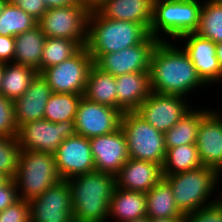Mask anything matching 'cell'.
<instances>
[{
	"label": "cell",
	"instance_id": "cell-35",
	"mask_svg": "<svg viewBox=\"0 0 222 222\" xmlns=\"http://www.w3.org/2000/svg\"><path fill=\"white\" fill-rule=\"evenodd\" d=\"M17 134L13 100L0 94V135L17 138Z\"/></svg>",
	"mask_w": 222,
	"mask_h": 222
},
{
	"label": "cell",
	"instance_id": "cell-11",
	"mask_svg": "<svg viewBox=\"0 0 222 222\" xmlns=\"http://www.w3.org/2000/svg\"><path fill=\"white\" fill-rule=\"evenodd\" d=\"M190 102L182 96L151 91L136 112L156 130L165 133L193 108Z\"/></svg>",
	"mask_w": 222,
	"mask_h": 222
},
{
	"label": "cell",
	"instance_id": "cell-21",
	"mask_svg": "<svg viewBox=\"0 0 222 222\" xmlns=\"http://www.w3.org/2000/svg\"><path fill=\"white\" fill-rule=\"evenodd\" d=\"M116 177V187L146 193L162 178L159 164L129 158Z\"/></svg>",
	"mask_w": 222,
	"mask_h": 222
},
{
	"label": "cell",
	"instance_id": "cell-30",
	"mask_svg": "<svg viewBox=\"0 0 222 222\" xmlns=\"http://www.w3.org/2000/svg\"><path fill=\"white\" fill-rule=\"evenodd\" d=\"M195 33L216 44L222 42V0H203Z\"/></svg>",
	"mask_w": 222,
	"mask_h": 222
},
{
	"label": "cell",
	"instance_id": "cell-18",
	"mask_svg": "<svg viewBox=\"0 0 222 222\" xmlns=\"http://www.w3.org/2000/svg\"><path fill=\"white\" fill-rule=\"evenodd\" d=\"M196 145L203 166L222 175V122L210 110L200 121Z\"/></svg>",
	"mask_w": 222,
	"mask_h": 222
},
{
	"label": "cell",
	"instance_id": "cell-16",
	"mask_svg": "<svg viewBox=\"0 0 222 222\" xmlns=\"http://www.w3.org/2000/svg\"><path fill=\"white\" fill-rule=\"evenodd\" d=\"M55 162L62 180L95 171L89 138L73 135L54 152Z\"/></svg>",
	"mask_w": 222,
	"mask_h": 222
},
{
	"label": "cell",
	"instance_id": "cell-2",
	"mask_svg": "<svg viewBox=\"0 0 222 222\" xmlns=\"http://www.w3.org/2000/svg\"><path fill=\"white\" fill-rule=\"evenodd\" d=\"M74 222H107L116 177L92 171L67 180Z\"/></svg>",
	"mask_w": 222,
	"mask_h": 222
},
{
	"label": "cell",
	"instance_id": "cell-9",
	"mask_svg": "<svg viewBox=\"0 0 222 222\" xmlns=\"http://www.w3.org/2000/svg\"><path fill=\"white\" fill-rule=\"evenodd\" d=\"M93 58L87 48L82 47L71 58L41 72L52 92L83 95Z\"/></svg>",
	"mask_w": 222,
	"mask_h": 222
},
{
	"label": "cell",
	"instance_id": "cell-40",
	"mask_svg": "<svg viewBox=\"0 0 222 222\" xmlns=\"http://www.w3.org/2000/svg\"><path fill=\"white\" fill-rule=\"evenodd\" d=\"M15 54V37L0 35V62L13 63Z\"/></svg>",
	"mask_w": 222,
	"mask_h": 222
},
{
	"label": "cell",
	"instance_id": "cell-33",
	"mask_svg": "<svg viewBox=\"0 0 222 222\" xmlns=\"http://www.w3.org/2000/svg\"><path fill=\"white\" fill-rule=\"evenodd\" d=\"M37 26V20L23 9L6 4L0 16V35L15 37Z\"/></svg>",
	"mask_w": 222,
	"mask_h": 222
},
{
	"label": "cell",
	"instance_id": "cell-15",
	"mask_svg": "<svg viewBox=\"0 0 222 222\" xmlns=\"http://www.w3.org/2000/svg\"><path fill=\"white\" fill-rule=\"evenodd\" d=\"M176 41L193 62L201 80L208 87L220 83L219 87L222 84V70L216 56V43L196 33L184 34Z\"/></svg>",
	"mask_w": 222,
	"mask_h": 222
},
{
	"label": "cell",
	"instance_id": "cell-39",
	"mask_svg": "<svg viewBox=\"0 0 222 222\" xmlns=\"http://www.w3.org/2000/svg\"><path fill=\"white\" fill-rule=\"evenodd\" d=\"M9 2L31 15L37 21L47 11V7L43 0H9Z\"/></svg>",
	"mask_w": 222,
	"mask_h": 222
},
{
	"label": "cell",
	"instance_id": "cell-22",
	"mask_svg": "<svg viewBox=\"0 0 222 222\" xmlns=\"http://www.w3.org/2000/svg\"><path fill=\"white\" fill-rule=\"evenodd\" d=\"M117 109L136 111L151 93L149 71L126 73L115 77Z\"/></svg>",
	"mask_w": 222,
	"mask_h": 222
},
{
	"label": "cell",
	"instance_id": "cell-8",
	"mask_svg": "<svg viewBox=\"0 0 222 222\" xmlns=\"http://www.w3.org/2000/svg\"><path fill=\"white\" fill-rule=\"evenodd\" d=\"M121 128L126 135L129 158L164 164V133L148 124L136 111L124 112Z\"/></svg>",
	"mask_w": 222,
	"mask_h": 222
},
{
	"label": "cell",
	"instance_id": "cell-4",
	"mask_svg": "<svg viewBox=\"0 0 222 222\" xmlns=\"http://www.w3.org/2000/svg\"><path fill=\"white\" fill-rule=\"evenodd\" d=\"M163 178L170 184L175 203L184 215L217 202L222 195V190H217L220 187V180L222 181L221 176L206 166Z\"/></svg>",
	"mask_w": 222,
	"mask_h": 222
},
{
	"label": "cell",
	"instance_id": "cell-23",
	"mask_svg": "<svg viewBox=\"0 0 222 222\" xmlns=\"http://www.w3.org/2000/svg\"><path fill=\"white\" fill-rule=\"evenodd\" d=\"M146 206V193L115 187L110 200L108 219H114L115 222L140 219L147 216Z\"/></svg>",
	"mask_w": 222,
	"mask_h": 222
},
{
	"label": "cell",
	"instance_id": "cell-28",
	"mask_svg": "<svg viewBox=\"0 0 222 222\" xmlns=\"http://www.w3.org/2000/svg\"><path fill=\"white\" fill-rule=\"evenodd\" d=\"M37 73L36 70L28 66L16 63L4 64L0 94L14 101L25 93Z\"/></svg>",
	"mask_w": 222,
	"mask_h": 222
},
{
	"label": "cell",
	"instance_id": "cell-26",
	"mask_svg": "<svg viewBox=\"0 0 222 222\" xmlns=\"http://www.w3.org/2000/svg\"><path fill=\"white\" fill-rule=\"evenodd\" d=\"M115 88V77L93 64L88 74L83 96L90 101L117 108Z\"/></svg>",
	"mask_w": 222,
	"mask_h": 222
},
{
	"label": "cell",
	"instance_id": "cell-17",
	"mask_svg": "<svg viewBox=\"0 0 222 222\" xmlns=\"http://www.w3.org/2000/svg\"><path fill=\"white\" fill-rule=\"evenodd\" d=\"M95 170L116 176L129 159L126 135L122 128L89 139Z\"/></svg>",
	"mask_w": 222,
	"mask_h": 222
},
{
	"label": "cell",
	"instance_id": "cell-32",
	"mask_svg": "<svg viewBox=\"0 0 222 222\" xmlns=\"http://www.w3.org/2000/svg\"><path fill=\"white\" fill-rule=\"evenodd\" d=\"M81 48L74 40L46 37L40 61V73L71 58Z\"/></svg>",
	"mask_w": 222,
	"mask_h": 222
},
{
	"label": "cell",
	"instance_id": "cell-45",
	"mask_svg": "<svg viewBox=\"0 0 222 222\" xmlns=\"http://www.w3.org/2000/svg\"><path fill=\"white\" fill-rule=\"evenodd\" d=\"M129 222H150V218L148 216H145L140 219H134L133 221H129Z\"/></svg>",
	"mask_w": 222,
	"mask_h": 222
},
{
	"label": "cell",
	"instance_id": "cell-34",
	"mask_svg": "<svg viewBox=\"0 0 222 222\" xmlns=\"http://www.w3.org/2000/svg\"><path fill=\"white\" fill-rule=\"evenodd\" d=\"M21 150L17 138L0 135V173L8 179L15 178Z\"/></svg>",
	"mask_w": 222,
	"mask_h": 222
},
{
	"label": "cell",
	"instance_id": "cell-6",
	"mask_svg": "<svg viewBox=\"0 0 222 222\" xmlns=\"http://www.w3.org/2000/svg\"><path fill=\"white\" fill-rule=\"evenodd\" d=\"M19 199L30 201L62 181L54 154L21 150L15 175Z\"/></svg>",
	"mask_w": 222,
	"mask_h": 222
},
{
	"label": "cell",
	"instance_id": "cell-1",
	"mask_svg": "<svg viewBox=\"0 0 222 222\" xmlns=\"http://www.w3.org/2000/svg\"><path fill=\"white\" fill-rule=\"evenodd\" d=\"M149 79L151 91L160 94L190 98L191 93L197 91L198 95L201 88L208 89L176 41H158L155 45L150 58Z\"/></svg>",
	"mask_w": 222,
	"mask_h": 222
},
{
	"label": "cell",
	"instance_id": "cell-25",
	"mask_svg": "<svg viewBox=\"0 0 222 222\" xmlns=\"http://www.w3.org/2000/svg\"><path fill=\"white\" fill-rule=\"evenodd\" d=\"M199 109L197 106L187 112L173 127L164 133L165 147L173 148L181 145L196 144L199 123L201 119L211 110ZM196 107V109H194Z\"/></svg>",
	"mask_w": 222,
	"mask_h": 222
},
{
	"label": "cell",
	"instance_id": "cell-19",
	"mask_svg": "<svg viewBox=\"0 0 222 222\" xmlns=\"http://www.w3.org/2000/svg\"><path fill=\"white\" fill-rule=\"evenodd\" d=\"M154 0H92V7L111 20L132 21L148 31L153 19Z\"/></svg>",
	"mask_w": 222,
	"mask_h": 222
},
{
	"label": "cell",
	"instance_id": "cell-38",
	"mask_svg": "<svg viewBox=\"0 0 222 222\" xmlns=\"http://www.w3.org/2000/svg\"><path fill=\"white\" fill-rule=\"evenodd\" d=\"M19 200L17 185L14 179H7L0 185V212Z\"/></svg>",
	"mask_w": 222,
	"mask_h": 222
},
{
	"label": "cell",
	"instance_id": "cell-41",
	"mask_svg": "<svg viewBox=\"0 0 222 222\" xmlns=\"http://www.w3.org/2000/svg\"><path fill=\"white\" fill-rule=\"evenodd\" d=\"M47 8L65 7L80 3L82 0H43Z\"/></svg>",
	"mask_w": 222,
	"mask_h": 222
},
{
	"label": "cell",
	"instance_id": "cell-5",
	"mask_svg": "<svg viewBox=\"0 0 222 222\" xmlns=\"http://www.w3.org/2000/svg\"><path fill=\"white\" fill-rule=\"evenodd\" d=\"M202 3L203 0H154L150 35L158 41H176L184 34L195 33Z\"/></svg>",
	"mask_w": 222,
	"mask_h": 222
},
{
	"label": "cell",
	"instance_id": "cell-43",
	"mask_svg": "<svg viewBox=\"0 0 222 222\" xmlns=\"http://www.w3.org/2000/svg\"><path fill=\"white\" fill-rule=\"evenodd\" d=\"M216 56L222 70V42L216 44Z\"/></svg>",
	"mask_w": 222,
	"mask_h": 222
},
{
	"label": "cell",
	"instance_id": "cell-47",
	"mask_svg": "<svg viewBox=\"0 0 222 222\" xmlns=\"http://www.w3.org/2000/svg\"><path fill=\"white\" fill-rule=\"evenodd\" d=\"M211 110L216 114V116L221 120V122H222V110L220 109V110H218L217 111V109L215 108V110L214 109H212V107H211Z\"/></svg>",
	"mask_w": 222,
	"mask_h": 222
},
{
	"label": "cell",
	"instance_id": "cell-12",
	"mask_svg": "<svg viewBox=\"0 0 222 222\" xmlns=\"http://www.w3.org/2000/svg\"><path fill=\"white\" fill-rule=\"evenodd\" d=\"M157 43L158 40L149 35L141 44L119 52L90 55L98 68L117 77L126 73L149 71L151 54Z\"/></svg>",
	"mask_w": 222,
	"mask_h": 222
},
{
	"label": "cell",
	"instance_id": "cell-3",
	"mask_svg": "<svg viewBox=\"0 0 222 222\" xmlns=\"http://www.w3.org/2000/svg\"><path fill=\"white\" fill-rule=\"evenodd\" d=\"M149 31L140 23L102 17L93 7L88 18L86 48L89 54L119 52L141 44Z\"/></svg>",
	"mask_w": 222,
	"mask_h": 222
},
{
	"label": "cell",
	"instance_id": "cell-20",
	"mask_svg": "<svg viewBox=\"0 0 222 222\" xmlns=\"http://www.w3.org/2000/svg\"><path fill=\"white\" fill-rule=\"evenodd\" d=\"M51 94L47 80L37 73L25 93L13 101L18 128L27 122L44 119L46 103Z\"/></svg>",
	"mask_w": 222,
	"mask_h": 222
},
{
	"label": "cell",
	"instance_id": "cell-48",
	"mask_svg": "<svg viewBox=\"0 0 222 222\" xmlns=\"http://www.w3.org/2000/svg\"><path fill=\"white\" fill-rule=\"evenodd\" d=\"M8 178L0 173V185H2Z\"/></svg>",
	"mask_w": 222,
	"mask_h": 222
},
{
	"label": "cell",
	"instance_id": "cell-42",
	"mask_svg": "<svg viewBox=\"0 0 222 222\" xmlns=\"http://www.w3.org/2000/svg\"><path fill=\"white\" fill-rule=\"evenodd\" d=\"M150 222H184V217L150 218Z\"/></svg>",
	"mask_w": 222,
	"mask_h": 222
},
{
	"label": "cell",
	"instance_id": "cell-44",
	"mask_svg": "<svg viewBox=\"0 0 222 222\" xmlns=\"http://www.w3.org/2000/svg\"><path fill=\"white\" fill-rule=\"evenodd\" d=\"M3 75H4V63L0 62V90L2 86Z\"/></svg>",
	"mask_w": 222,
	"mask_h": 222
},
{
	"label": "cell",
	"instance_id": "cell-24",
	"mask_svg": "<svg viewBox=\"0 0 222 222\" xmlns=\"http://www.w3.org/2000/svg\"><path fill=\"white\" fill-rule=\"evenodd\" d=\"M45 40L46 36L38 25L15 36L13 63L31 67L40 73V61Z\"/></svg>",
	"mask_w": 222,
	"mask_h": 222
},
{
	"label": "cell",
	"instance_id": "cell-36",
	"mask_svg": "<svg viewBox=\"0 0 222 222\" xmlns=\"http://www.w3.org/2000/svg\"><path fill=\"white\" fill-rule=\"evenodd\" d=\"M184 222H222V199L184 216Z\"/></svg>",
	"mask_w": 222,
	"mask_h": 222
},
{
	"label": "cell",
	"instance_id": "cell-37",
	"mask_svg": "<svg viewBox=\"0 0 222 222\" xmlns=\"http://www.w3.org/2000/svg\"><path fill=\"white\" fill-rule=\"evenodd\" d=\"M0 222H30L29 201L19 199L1 211Z\"/></svg>",
	"mask_w": 222,
	"mask_h": 222
},
{
	"label": "cell",
	"instance_id": "cell-14",
	"mask_svg": "<svg viewBox=\"0 0 222 222\" xmlns=\"http://www.w3.org/2000/svg\"><path fill=\"white\" fill-rule=\"evenodd\" d=\"M30 222H74L67 180L48 188L29 201Z\"/></svg>",
	"mask_w": 222,
	"mask_h": 222
},
{
	"label": "cell",
	"instance_id": "cell-46",
	"mask_svg": "<svg viewBox=\"0 0 222 222\" xmlns=\"http://www.w3.org/2000/svg\"><path fill=\"white\" fill-rule=\"evenodd\" d=\"M9 2V0H0V16L3 12L4 7L6 6V4Z\"/></svg>",
	"mask_w": 222,
	"mask_h": 222
},
{
	"label": "cell",
	"instance_id": "cell-10",
	"mask_svg": "<svg viewBox=\"0 0 222 222\" xmlns=\"http://www.w3.org/2000/svg\"><path fill=\"white\" fill-rule=\"evenodd\" d=\"M73 135H76L75 121L53 123L40 119L21 125L17 140L22 150L54 154L64 139Z\"/></svg>",
	"mask_w": 222,
	"mask_h": 222
},
{
	"label": "cell",
	"instance_id": "cell-29",
	"mask_svg": "<svg viewBox=\"0 0 222 222\" xmlns=\"http://www.w3.org/2000/svg\"><path fill=\"white\" fill-rule=\"evenodd\" d=\"M203 166L196 144L166 148V157L162 166L163 176L186 172Z\"/></svg>",
	"mask_w": 222,
	"mask_h": 222
},
{
	"label": "cell",
	"instance_id": "cell-27",
	"mask_svg": "<svg viewBox=\"0 0 222 222\" xmlns=\"http://www.w3.org/2000/svg\"><path fill=\"white\" fill-rule=\"evenodd\" d=\"M146 215L149 218L184 217L178 209L170 184L162 178L146 192Z\"/></svg>",
	"mask_w": 222,
	"mask_h": 222
},
{
	"label": "cell",
	"instance_id": "cell-7",
	"mask_svg": "<svg viewBox=\"0 0 222 222\" xmlns=\"http://www.w3.org/2000/svg\"><path fill=\"white\" fill-rule=\"evenodd\" d=\"M92 9V0L65 7L48 8L37 21L46 37L63 38L76 41L81 47L86 46L88 18Z\"/></svg>",
	"mask_w": 222,
	"mask_h": 222
},
{
	"label": "cell",
	"instance_id": "cell-13",
	"mask_svg": "<svg viewBox=\"0 0 222 222\" xmlns=\"http://www.w3.org/2000/svg\"><path fill=\"white\" fill-rule=\"evenodd\" d=\"M122 115L123 112L117 108L82 96L75 117L76 134L90 139L112 133L121 127Z\"/></svg>",
	"mask_w": 222,
	"mask_h": 222
},
{
	"label": "cell",
	"instance_id": "cell-31",
	"mask_svg": "<svg viewBox=\"0 0 222 222\" xmlns=\"http://www.w3.org/2000/svg\"><path fill=\"white\" fill-rule=\"evenodd\" d=\"M83 95L52 92L46 103L44 119L53 123L75 121L78 104Z\"/></svg>",
	"mask_w": 222,
	"mask_h": 222
}]
</instances>
